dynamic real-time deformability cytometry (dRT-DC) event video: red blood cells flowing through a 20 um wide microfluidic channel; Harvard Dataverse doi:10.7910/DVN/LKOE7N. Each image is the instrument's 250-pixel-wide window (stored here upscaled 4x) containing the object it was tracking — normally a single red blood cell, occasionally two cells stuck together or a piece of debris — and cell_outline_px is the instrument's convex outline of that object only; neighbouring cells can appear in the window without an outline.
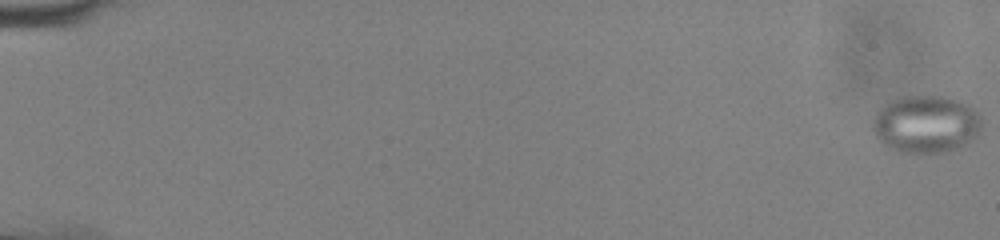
{"species": "common noctule bat (a hibernating species)", "species_latin": "Nyctalus noctula", "temperature_condition": "cold", "stored_images_in_passage": 21, "camera_frame_rate_fps": 3000, "um_per_image_px": 0.085, "animal": {"sex": "male", "body_mass_g": 13.0, "forearm_length_mm": 53.1}, "frame": {"image": 1, "passage_image": 1, "time_ms": 0.0, "image_size_px": [1000, 240], "cell_outline_px": [[980, 128], [976, 136], [944, 152], [896, 152], [888, 148], [876, 136], [872, 128], [872, 120], [876, 112], [888, 100], [900, 96], [944, 96], [956, 100], [972, 108], [980, 116]], "centroid_in_image_um": [78.61, 10.53], "position_along_channel_um": 6.4, "area_um2": 36.07}}
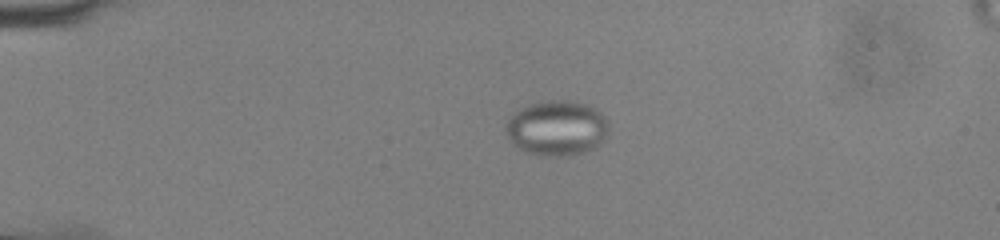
{"frame": {"image": 2, "passage_image": 14, "time_ms": 4.333, "image_size_px": [1000, 240], "cell_outline_px": [[608, 132], [604, 140], [596, 148], [584, 152], [564, 156], [540, 156], [524, 152], [512, 144], [504, 132], [504, 124], [512, 112], [528, 104], [552, 100], [568, 100], [588, 104], [596, 108], [608, 120]], "centroid_in_image_um": [47.3, 10.89], "position_along_channel_um": 37.7, "area_um2": 33.87}}